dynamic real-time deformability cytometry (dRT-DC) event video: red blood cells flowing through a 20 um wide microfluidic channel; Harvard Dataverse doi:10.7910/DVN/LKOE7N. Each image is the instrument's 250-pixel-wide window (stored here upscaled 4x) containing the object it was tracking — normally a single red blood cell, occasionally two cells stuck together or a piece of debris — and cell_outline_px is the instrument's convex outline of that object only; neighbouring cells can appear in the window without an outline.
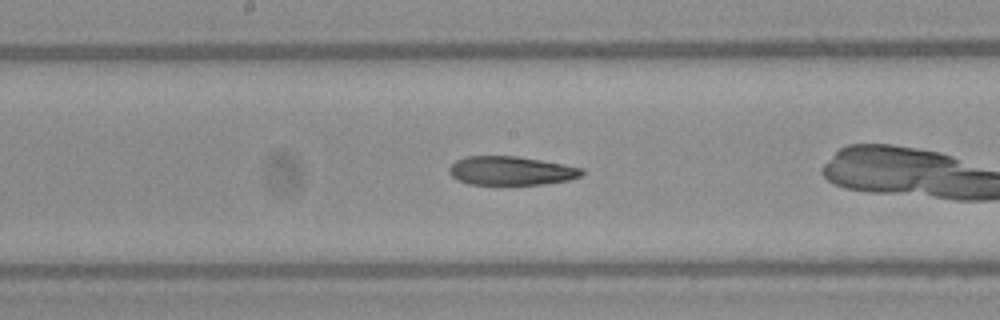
{"species": "Egyptian fruit bat (a non-hibernating species)", "species_latin": "Rousettus aegyptiacus", "temperature_condition": "warm", "stored_images_in_passage": 36, "camera_frame_rate_fps": 3000, "um_per_image_px": 0.085, "frame": {"image": 1, "passage_image": 11, "time_ms": 3.333, "image_size_px": [1000, 320], "cell_outline_px": [[584, 172], [580, 176], [568, 180], [544, 184], [468, 184], [456, 180], [448, 172], [448, 168], [456, 160], [464, 156], [516, 156], [564, 164], [584, 168]], "centroid_in_image_um": [43.41, 14.51], "position_along_channel_um": 204.8, "area_um2": 22.31}, "authors_computed_cell_mechanics": {"area_um2": 23.2356, "velocity_mm_per_s": 3.954, "shape_relaxation_time_tau1_ms": null, "shape_relaxation_time_tau2_ms": 5.3808, "deformation_change_tau1": null, "deformation_change_tau2": 0.1441}}